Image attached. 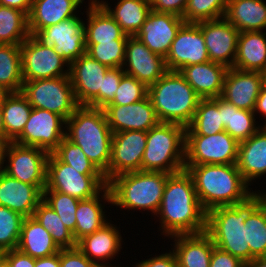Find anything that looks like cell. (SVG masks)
Wrapping results in <instances>:
<instances>
[{
    "label": "cell",
    "instance_id": "30bf717a",
    "mask_svg": "<svg viewBox=\"0 0 266 267\" xmlns=\"http://www.w3.org/2000/svg\"><path fill=\"white\" fill-rule=\"evenodd\" d=\"M49 153L41 148L8 142L2 171L21 182L35 185L42 193L46 187ZM8 163V164H7Z\"/></svg>",
    "mask_w": 266,
    "mask_h": 267
},
{
    "label": "cell",
    "instance_id": "e7e4bbea",
    "mask_svg": "<svg viewBox=\"0 0 266 267\" xmlns=\"http://www.w3.org/2000/svg\"><path fill=\"white\" fill-rule=\"evenodd\" d=\"M261 73L263 77V86L266 87V69L263 70Z\"/></svg>",
    "mask_w": 266,
    "mask_h": 267
},
{
    "label": "cell",
    "instance_id": "e0dca14e",
    "mask_svg": "<svg viewBox=\"0 0 266 267\" xmlns=\"http://www.w3.org/2000/svg\"><path fill=\"white\" fill-rule=\"evenodd\" d=\"M146 144V131L113 133L109 162V181L124 173L140 171Z\"/></svg>",
    "mask_w": 266,
    "mask_h": 267
},
{
    "label": "cell",
    "instance_id": "60d3db41",
    "mask_svg": "<svg viewBox=\"0 0 266 267\" xmlns=\"http://www.w3.org/2000/svg\"><path fill=\"white\" fill-rule=\"evenodd\" d=\"M33 217L51 234L53 241L60 249L77 247L72 232L43 199L38 203Z\"/></svg>",
    "mask_w": 266,
    "mask_h": 267
},
{
    "label": "cell",
    "instance_id": "1f68e13d",
    "mask_svg": "<svg viewBox=\"0 0 266 267\" xmlns=\"http://www.w3.org/2000/svg\"><path fill=\"white\" fill-rule=\"evenodd\" d=\"M224 17L239 32L266 31V2L264 0H228Z\"/></svg>",
    "mask_w": 266,
    "mask_h": 267
},
{
    "label": "cell",
    "instance_id": "6f0895ef",
    "mask_svg": "<svg viewBox=\"0 0 266 267\" xmlns=\"http://www.w3.org/2000/svg\"><path fill=\"white\" fill-rule=\"evenodd\" d=\"M254 114L259 116L262 115V117L266 120V87L262 86L259 96L256 100L255 108H254Z\"/></svg>",
    "mask_w": 266,
    "mask_h": 267
},
{
    "label": "cell",
    "instance_id": "f5cc1de1",
    "mask_svg": "<svg viewBox=\"0 0 266 267\" xmlns=\"http://www.w3.org/2000/svg\"><path fill=\"white\" fill-rule=\"evenodd\" d=\"M177 264L174 251L169 249L165 252L154 257L147 258L146 260L139 261L135 264L136 267H175Z\"/></svg>",
    "mask_w": 266,
    "mask_h": 267
},
{
    "label": "cell",
    "instance_id": "ba28073f",
    "mask_svg": "<svg viewBox=\"0 0 266 267\" xmlns=\"http://www.w3.org/2000/svg\"><path fill=\"white\" fill-rule=\"evenodd\" d=\"M21 92L32 108L48 110L65 120L80 106L69 76L23 82Z\"/></svg>",
    "mask_w": 266,
    "mask_h": 267
},
{
    "label": "cell",
    "instance_id": "7bdbcfd3",
    "mask_svg": "<svg viewBox=\"0 0 266 267\" xmlns=\"http://www.w3.org/2000/svg\"><path fill=\"white\" fill-rule=\"evenodd\" d=\"M24 218L21 214L0 206V254L17 249Z\"/></svg>",
    "mask_w": 266,
    "mask_h": 267
},
{
    "label": "cell",
    "instance_id": "4316f807",
    "mask_svg": "<svg viewBox=\"0 0 266 267\" xmlns=\"http://www.w3.org/2000/svg\"><path fill=\"white\" fill-rule=\"evenodd\" d=\"M84 0H32L28 15L30 35L36 31L60 23L69 18L78 17V9Z\"/></svg>",
    "mask_w": 266,
    "mask_h": 267
},
{
    "label": "cell",
    "instance_id": "3957f363",
    "mask_svg": "<svg viewBox=\"0 0 266 267\" xmlns=\"http://www.w3.org/2000/svg\"><path fill=\"white\" fill-rule=\"evenodd\" d=\"M66 137L81 148L109 182L113 132L104 110L80 105L66 120Z\"/></svg>",
    "mask_w": 266,
    "mask_h": 267
},
{
    "label": "cell",
    "instance_id": "d4e9b609",
    "mask_svg": "<svg viewBox=\"0 0 266 267\" xmlns=\"http://www.w3.org/2000/svg\"><path fill=\"white\" fill-rule=\"evenodd\" d=\"M228 67L208 61L183 67L179 72L201 99L218 98L222 94Z\"/></svg>",
    "mask_w": 266,
    "mask_h": 267
},
{
    "label": "cell",
    "instance_id": "74e56055",
    "mask_svg": "<svg viewBox=\"0 0 266 267\" xmlns=\"http://www.w3.org/2000/svg\"><path fill=\"white\" fill-rule=\"evenodd\" d=\"M246 243L250 246V262L266 256V198L264 197L246 216Z\"/></svg>",
    "mask_w": 266,
    "mask_h": 267
},
{
    "label": "cell",
    "instance_id": "c3c4849f",
    "mask_svg": "<svg viewBox=\"0 0 266 267\" xmlns=\"http://www.w3.org/2000/svg\"><path fill=\"white\" fill-rule=\"evenodd\" d=\"M124 75L125 72L122 67L110 68L106 72L102 83V109L113 101L119 83Z\"/></svg>",
    "mask_w": 266,
    "mask_h": 267
},
{
    "label": "cell",
    "instance_id": "03108f58",
    "mask_svg": "<svg viewBox=\"0 0 266 267\" xmlns=\"http://www.w3.org/2000/svg\"><path fill=\"white\" fill-rule=\"evenodd\" d=\"M263 122H264L263 125L260 124V129H261L264 133H266V120L263 121Z\"/></svg>",
    "mask_w": 266,
    "mask_h": 267
},
{
    "label": "cell",
    "instance_id": "be15d7a7",
    "mask_svg": "<svg viewBox=\"0 0 266 267\" xmlns=\"http://www.w3.org/2000/svg\"><path fill=\"white\" fill-rule=\"evenodd\" d=\"M0 267H10L8 263L1 257V254H0Z\"/></svg>",
    "mask_w": 266,
    "mask_h": 267
},
{
    "label": "cell",
    "instance_id": "b9f144b4",
    "mask_svg": "<svg viewBox=\"0 0 266 267\" xmlns=\"http://www.w3.org/2000/svg\"><path fill=\"white\" fill-rule=\"evenodd\" d=\"M128 39L113 42H86V53L108 68L123 67Z\"/></svg>",
    "mask_w": 266,
    "mask_h": 267
},
{
    "label": "cell",
    "instance_id": "816d5d0a",
    "mask_svg": "<svg viewBox=\"0 0 266 267\" xmlns=\"http://www.w3.org/2000/svg\"><path fill=\"white\" fill-rule=\"evenodd\" d=\"M210 267H247V265L239 258L215 246L211 255Z\"/></svg>",
    "mask_w": 266,
    "mask_h": 267
},
{
    "label": "cell",
    "instance_id": "ffe728a7",
    "mask_svg": "<svg viewBox=\"0 0 266 267\" xmlns=\"http://www.w3.org/2000/svg\"><path fill=\"white\" fill-rule=\"evenodd\" d=\"M103 110L113 133L147 132L160 123L149 96L130 105H107Z\"/></svg>",
    "mask_w": 266,
    "mask_h": 267
},
{
    "label": "cell",
    "instance_id": "9a60e30c",
    "mask_svg": "<svg viewBox=\"0 0 266 267\" xmlns=\"http://www.w3.org/2000/svg\"><path fill=\"white\" fill-rule=\"evenodd\" d=\"M87 53L69 67V77L79 105L102 109V83L109 70Z\"/></svg>",
    "mask_w": 266,
    "mask_h": 267
},
{
    "label": "cell",
    "instance_id": "7a4b0ae2",
    "mask_svg": "<svg viewBox=\"0 0 266 267\" xmlns=\"http://www.w3.org/2000/svg\"><path fill=\"white\" fill-rule=\"evenodd\" d=\"M185 170L192 176L197 198L206 212L246 203L261 193L250 190L236 164L185 165Z\"/></svg>",
    "mask_w": 266,
    "mask_h": 267
},
{
    "label": "cell",
    "instance_id": "836d02e7",
    "mask_svg": "<svg viewBox=\"0 0 266 267\" xmlns=\"http://www.w3.org/2000/svg\"><path fill=\"white\" fill-rule=\"evenodd\" d=\"M88 21H84L86 42H113L115 39H128L119 24L102 7L87 5Z\"/></svg>",
    "mask_w": 266,
    "mask_h": 267
},
{
    "label": "cell",
    "instance_id": "5bb4252c",
    "mask_svg": "<svg viewBox=\"0 0 266 267\" xmlns=\"http://www.w3.org/2000/svg\"><path fill=\"white\" fill-rule=\"evenodd\" d=\"M66 136V120L45 109L32 108L22 133L13 141L52 153Z\"/></svg>",
    "mask_w": 266,
    "mask_h": 267
},
{
    "label": "cell",
    "instance_id": "94428289",
    "mask_svg": "<svg viewBox=\"0 0 266 267\" xmlns=\"http://www.w3.org/2000/svg\"><path fill=\"white\" fill-rule=\"evenodd\" d=\"M7 145V142L5 140H1L0 139V171L3 168V160H4V151H5V147Z\"/></svg>",
    "mask_w": 266,
    "mask_h": 267
},
{
    "label": "cell",
    "instance_id": "d590c367",
    "mask_svg": "<svg viewBox=\"0 0 266 267\" xmlns=\"http://www.w3.org/2000/svg\"><path fill=\"white\" fill-rule=\"evenodd\" d=\"M225 131L222 123V98L201 99L185 135H214Z\"/></svg>",
    "mask_w": 266,
    "mask_h": 267
},
{
    "label": "cell",
    "instance_id": "6da1fadb",
    "mask_svg": "<svg viewBox=\"0 0 266 267\" xmlns=\"http://www.w3.org/2000/svg\"><path fill=\"white\" fill-rule=\"evenodd\" d=\"M159 217L160 234L171 237L206 231L207 212L197 198L192 176L187 170L171 174L166 181Z\"/></svg>",
    "mask_w": 266,
    "mask_h": 267
},
{
    "label": "cell",
    "instance_id": "ac0fdd59",
    "mask_svg": "<svg viewBox=\"0 0 266 267\" xmlns=\"http://www.w3.org/2000/svg\"><path fill=\"white\" fill-rule=\"evenodd\" d=\"M123 70L147 87L157 82L167 71L165 58L153 53L136 36H128Z\"/></svg>",
    "mask_w": 266,
    "mask_h": 267
},
{
    "label": "cell",
    "instance_id": "f546056e",
    "mask_svg": "<svg viewBox=\"0 0 266 267\" xmlns=\"http://www.w3.org/2000/svg\"><path fill=\"white\" fill-rule=\"evenodd\" d=\"M88 4L102 6L128 36H136L151 11L150 0H117L113 8L104 0H89Z\"/></svg>",
    "mask_w": 266,
    "mask_h": 267
},
{
    "label": "cell",
    "instance_id": "f6af8a7d",
    "mask_svg": "<svg viewBox=\"0 0 266 267\" xmlns=\"http://www.w3.org/2000/svg\"><path fill=\"white\" fill-rule=\"evenodd\" d=\"M228 0H188L183 15L185 23L214 20L224 17Z\"/></svg>",
    "mask_w": 266,
    "mask_h": 267
},
{
    "label": "cell",
    "instance_id": "7dc6e473",
    "mask_svg": "<svg viewBox=\"0 0 266 267\" xmlns=\"http://www.w3.org/2000/svg\"><path fill=\"white\" fill-rule=\"evenodd\" d=\"M148 87L135 77L124 75L119 83L113 101L108 105H130L145 99Z\"/></svg>",
    "mask_w": 266,
    "mask_h": 267
},
{
    "label": "cell",
    "instance_id": "e575fe53",
    "mask_svg": "<svg viewBox=\"0 0 266 267\" xmlns=\"http://www.w3.org/2000/svg\"><path fill=\"white\" fill-rule=\"evenodd\" d=\"M5 126V141L13 142L23 131L32 106L26 96L20 92H9L2 101Z\"/></svg>",
    "mask_w": 266,
    "mask_h": 267
},
{
    "label": "cell",
    "instance_id": "83f0119b",
    "mask_svg": "<svg viewBox=\"0 0 266 267\" xmlns=\"http://www.w3.org/2000/svg\"><path fill=\"white\" fill-rule=\"evenodd\" d=\"M236 166L249 186L254 183V180L265 176L266 133L261 129L247 140L239 142Z\"/></svg>",
    "mask_w": 266,
    "mask_h": 267
},
{
    "label": "cell",
    "instance_id": "484cf974",
    "mask_svg": "<svg viewBox=\"0 0 266 267\" xmlns=\"http://www.w3.org/2000/svg\"><path fill=\"white\" fill-rule=\"evenodd\" d=\"M174 244L171 248L181 267H210L215 247L210 235L204 231L196 234H179L169 237Z\"/></svg>",
    "mask_w": 266,
    "mask_h": 267
},
{
    "label": "cell",
    "instance_id": "bcb514c9",
    "mask_svg": "<svg viewBox=\"0 0 266 267\" xmlns=\"http://www.w3.org/2000/svg\"><path fill=\"white\" fill-rule=\"evenodd\" d=\"M43 200L51 206L63 224L73 233L76 226L75 213L80 200L53 190H43Z\"/></svg>",
    "mask_w": 266,
    "mask_h": 267
},
{
    "label": "cell",
    "instance_id": "8fae6325",
    "mask_svg": "<svg viewBox=\"0 0 266 267\" xmlns=\"http://www.w3.org/2000/svg\"><path fill=\"white\" fill-rule=\"evenodd\" d=\"M238 144L226 131L185 135V165L236 164Z\"/></svg>",
    "mask_w": 266,
    "mask_h": 267
},
{
    "label": "cell",
    "instance_id": "f907efd6",
    "mask_svg": "<svg viewBox=\"0 0 266 267\" xmlns=\"http://www.w3.org/2000/svg\"><path fill=\"white\" fill-rule=\"evenodd\" d=\"M151 10L183 17L188 0H150Z\"/></svg>",
    "mask_w": 266,
    "mask_h": 267
},
{
    "label": "cell",
    "instance_id": "681fc988",
    "mask_svg": "<svg viewBox=\"0 0 266 267\" xmlns=\"http://www.w3.org/2000/svg\"><path fill=\"white\" fill-rule=\"evenodd\" d=\"M61 267H99L89 260L77 247L60 249Z\"/></svg>",
    "mask_w": 266,
    "mask_h": 267
},
{
    "label": "cell",
    "instance_id": "91938a15",
    "mask_svg": "<svg viewBox=\"0 0 266 267\" xmlns=\"http://www.w3.org/2000/svg\"><path fill=\"white\" fill-rule=\"evenodd\" d=\"M0 139L5 140V126L2 111V102H0Z\"/></svg>",
    "mask_w": 266,
    "mask_h": 267
},
{
    "label": "cell",
    "instance_id": "4fadbf2b",
    "mask_svg": "<svg viewBox=\"0 0 266 267\" xmlns=\"http://www.w3.org/2000/svg\"><path fill=\"white\" fill-rule=\"evenodd\" d=\"M20 52L23 82L69 76L70 64L32 35L20 45Z\"/></svg>",
    "mask_w": 266,
    "mask_h": 267
},
{
    "label": "cell",
    "instance_id": "4dcf8cb0",
    "mask_svg": "<svg viewBox=\"0 0 266 267\" xmlns=\"http://www.w3.org/2000/svg\"><path fill=\"white\" fill-rule=\"evenodd\" d=\"M233 68L242 71L262 72L266 69V32H240Z\"/></svg>",
    "mask_w": 266,
    "mask_h": 267
},
{
    "label": "cell",
    "instance_id": "7c38bea8",
    "mask_svg": "<svg viewBox=\"0 0 266 267\" xmlns=\"http://www.w3.org/2000/svg\"><path fill=\"white\" fill-rule=\"evenodd\" d=\"M47 48H54L69 64L86 53L84 21L80 16L47 26L32 35Z\"/></svg>",
    "mask_w": 266,
    "mask_h": 267
},
{
    "label": "cell",
    "instance_id": "f35d334b",
    "mask_svg": "<svg viewBox=\"0 0 266 267\" xmlns=\"http://www.w3.org/2000/svg\"><path fill=\"white\" fill-rule=\"evenodd\" d=\"M0 84L9 92L22 90L20 45L0 44Z\"/></svg>",
    "mask_w": 266,
    "mask_h": 267
},
{
    "label": "cell",
    "instance_id": "52a82bcc",
    "mask_svg": "<svg viewBox=\"0 0 266 267\" xmlns=\"http://www.w3.org/2000/svg\"><path fill=\"white\" fill-rule=\"evenodd\" d=\"M185 130L186 128L179 124L160 122L147 131L141 170L168 174L184 170Z\"/></svg>",
    "mask_w": 266,
    "mask_h": 267
},
{
    "label": "cell",
    "instance_id": "44dd1931",
    "mask_svg": "<svg viewBox=\"0 0 266 267\" xmlns=\"http://www.w3.org/2000/svg\"><path fill=\"white\" fill-rule=\"evenodd\" d=\"M184 23L183 18L174 14L151 10L136 37L153 53L166 58L172 41Z\"/></svg>",
    "mask_w": 266,
    "mask_h": 267
},
{
    "label": "cell",
    "instance_id": "8d00e7d4",
    "mask_svg": "<svg viewBox=\"0 0 266 267\" xmlns=\"http://www.w3.org/2000/svg\"><path fill=\"white\" fill-rule=\"evenodd\" d=\"M253 111L238 109L222 98V123L225 131L238 143L247 140L260 129Z\"/></svg>",
    "mask_w": 266,
    "mask_h": 267
},
{
    "label": "cell",
    "instance_id": "7402d4cb",
    "mask_svg": "<svg viewBox=\"0 0 266 267\" xmlns=\"http://www.w3.org/2000/svg\"><path fill=\"white\" fill-rule=\"evenodd\" d=\"M262 86L261 72L242 71L232 67L226 73L220 97L238 109L254 111Z\"/></svg>",
    "mask_w": 266,
    "mask_h": 267
},
{
    "label": "cell",
    "instance_id": "003e7915",
    "mask_svg": "<svg viewBox=\"0 0 266 267\" xmlns=\"http://www.w3.org/2000/svg\"><path fill=\"white\" fill-rule=\"evenodd\" d=\"M261 191L264 192V197L266 198V192H265V190L263 189Z\"/></svg>",
    "mask_w": 266,
    "mask_h": 267
},
{
    "label": "cell",
    "instance_id": "6125c7cd",
    "mask_svg": "<svg viewBox=\"0 0 266 267\" xmlns=\"http://www.w3.org/2000/svg\"><path fill=\"white\" fill-rule=\"evenodd\" d=\"M9 93L8 90H6L1 84H0V102L4 100L6 95Z\"/></svg>",
    "mask_w": 266,
    "mask_h": 267
},
{
    "label": "cell",
    "instance_id": "d6986e66",
    "mask_svg": "<svg viewBox=\"0 0 266 267\" xmlns=\"http://www.w3.org/2000/svg\"><path fill=\"white\" fill-rule=\"evenodd\" d=\"M196 24L202 31L210 61L232 68L240 32L225 17Z\"/></svg>",
    "mask_w": 266,
    "mask_h": 267
},
{
    "label": "cell",
    "instance_id": "603a6c76",
    "mask_svg": "<svg viewBox=\"0 0 266 267\" xmlns=\"http://www.w3.org/2000/svg\"><path fill=\"white\" fill-rule=\"evenodd\" d=\"M123 242L119 228L108 221L99 230L80 239L77 248L99 267H113L106 261H112L120 254Z\"/></svg>",
    "mask_w": 266,
    "mask_h": 267
},
{
    "label": "cell",
    "instance_id": "8992f818",
    "mask_svg": "<svg viewBox=\"0 0 266 267\" xmlns=\"http://www.w3.org/2000/svg\"><path fill=\"white\" fill-rule=\"evenodd\" d=\"M171 174L158 171H136L118 175L108 182L112 204L124 210H143L156 215L164 187Z\"/></svg>",
    "mask_w": 266,
    "mask_h": 267
},
{
    "label": "cell",
    "instance_id": "680465c9",
    "mask_svg": "<svg viewBox=\"0 0 266 267\" xmlns=\"http://www.w3.org/2000/svg\"><path fill=\"white\" fill-rule=\"evenodd\" d=\"M247 267H266V256L256 257Z\"/></svg>",
    "mask_w": 266,
    "mask_h": 267
},
{
    "label": "cell",
    "instance_id": "f1b7e54d",
    "mask_svg": "<svg viewBox=\"0 0 266 267\" xmlns=\"http://www.w3.org/2000/svg\"><path fill=\"white\" fill-rule=\"evenodd\" d=\"M104 203L112 204V197L108 186H105L96 196L79 201L75 213V231L72 233L76 243L83 237L99 230L108 222L109 219H107L108 217L105 214Z\"/></svg>",
    "mask_w": 266,
    "mask_h": 267
},
{
    "label": "cell",
    "instance_id": "ab89813d",
    "mask_svg": "<svg viewBox=\"0 0 266 267\" xmlns=\"http://www.w3.org/2000/svg\"><path fill=\"white\" fill-rule=\"evenodd\" d=\"M29 36L28 16L0 5V44L21 45Z\"/></svg>",
    "mask_w": 266,
    "mask_h": 267
},
{
    "label": "cell",
    "instance_id": "cb8c5ba5",
    "mask_svg": "<svg viewBox=\"0 0 266 267\" xmlns=\"http://www.w3.org/2000/svg\"><path fill=\"white\" fill-rule=\"evenodd\" d=\"M43 199V193L32 184L24 183L0 171V206L23 217H31Z\"/></svg>",
    "mask_w": 266,
    "mask_h": 267
},
{
    "label": "cell",
    "instance_id": "5b68a950",
    "mask_svg": "<svg viewBox=\"0 0 266 267\" xmlns=\"http://www.w3.org/2000/svg\"><path fill=\"white\" fill-rule=\"evenodd\" d=\"M148 96L161 123L188 127L201 100L179 71L168 70L148 87Z\"/></svg>",
    "mask_w": 266,
    "mask_h": 267
},
{
    "label": "cell",
    "instance_id": "11a10c76",
    "mask_svg": "<svg viewBox=\"0 0 266 267\" xmlns=\"http://www.w3.org/2000/svg\"><path fill=\"white\" fill-rule=\"evenodd\" d=\"M0 5L14 8L29 15L32 7V0H0Z\"/></svg>",
    "mask_w": 266,
    "mask_h": 267
},
{
    "label": "cell",
    "instance_id": "277c9868",
    "mask_svg": "<svg viewBox=\"0 0 266 267\" xmlns=\"http://www.w3.org/2000/svg\"><path fill=\"white\" fill-rule=\"evenodd\" d=\"M264 198V192L256 193L246 203L235 206H219L207 212L206 232L214 245L250 263V246L246 243L247 214Z\"/></svg>",
    "mask_w": 266,
    "mask_h": 267
},
{
    "label": "cell",
    "instance_id": "2e32d148",
    "mask_svg": "<svg viewBox=\"0 0 266 267\" xmlns=\"http://www.w3.org/2000/svg\"><path fill=\"white\" fill-rule=\"evenodd\" d=\"M208 61L210 58L201 29L196 23H184L165 58L167 69L180 71L185 66Z\"/></svg>",
    "mask_w": 266,
    "mask_h": 267
},
{
    "label": "cell",
    "instance_id": "d6a6232c",
    "mask_svg": "<svg viewBox=\"0 0 266 267\" xmlns=\"http://www.w3.org/2000/svg\"><path fill=\"white\" fill-rule=\"evenodd\" d=\"M17 249L35 259L60 251L51 234L33 216L24 218L22 222Z\"/></svg>",
    "mask_w": 266,
    "mask_h": 267
},
{
    "label": "cell",
    "instance_id": "ee69618b",
    "mask_svg": "<svg viewBox=\"0 0 266 267\" xmlns=\"http://www.w3.org/2000/svg\"><path fill=\"white\" fill-rule=\"evenodd\" d=\"M61 162H64L81 174H103L83 153L81 148L71 142L66 136L52 152Z\"/></svg>",
    "mask_w": 266,
    "mask_h": 267
},
{
    "label": "cell",
    "instance_id": "db71d44e",
    "mask_svg": "<svg viewBox=\"0 0 266 267\" xmlns=\"http://www.w3.org/2000/svg\"><path fill=\"white\" fill-rule=\"evenodd\" d=\"M1 257L8 263L10 267H34L35 258L26 255L18 249H13L1 253Z\"/></svg>",
    "mask_w": 266,
    "mask_h": 267
},
{
    "label": "cell",
    "instance_id": "9c48e42d",
    "mask_svg": "<svg viewBox=\"0 0 266 267\" xmlns=\"http://www.w3.org/2000/svg\"><path fill=\"white\" fill-rule=\"evenodd\" d=\"M105 186L108 182L104 174H81L49 153L44 190L58 191L82 200L96 196Z\"/></svg>",
    "mask_w": 266,
    "mask_h": 267
},
{
    "label": "cell",
    "instance_id": "9f6ffc18",
    "mask_svg": "<svg viewBox=\"0 0 266 267\" xmlns=\"http://www.w3.org/2000/svg\"><path fill=\"white\" fill-rule=\"evenodd\" d=\"M34 267H61L60 251L49 257L36 258Z\"/></svg>",
    "mask_w": 266,
    "mask_h": 267
}]
</instances>
